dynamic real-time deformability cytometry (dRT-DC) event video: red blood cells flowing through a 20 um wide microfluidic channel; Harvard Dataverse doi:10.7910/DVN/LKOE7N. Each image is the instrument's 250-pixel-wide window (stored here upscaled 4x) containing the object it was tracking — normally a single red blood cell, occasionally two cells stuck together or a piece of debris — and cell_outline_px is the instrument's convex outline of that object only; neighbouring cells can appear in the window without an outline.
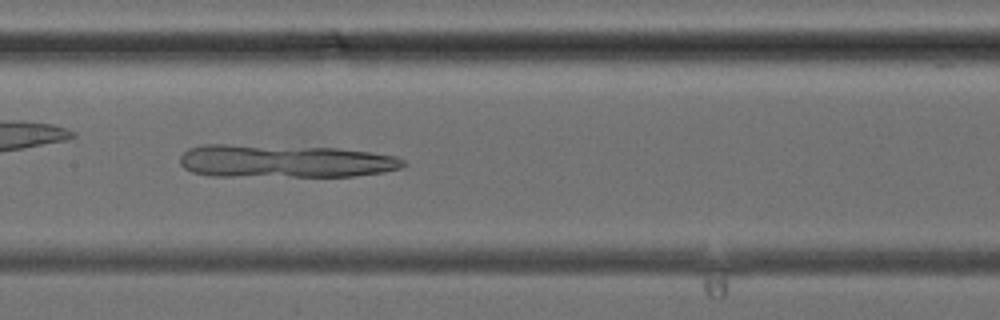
{"species": "common noctule bat (a hibernating species)", "species_latin": "Nyctalus noctula", "temperature_condition": "cold", "stored_images_in_passage": 37, "camera_frame_rate_fps": 3000, "um_per_image_px": 0.085, "animal": {"sex": "female", "body_mass_g": 24.6, "forearm_length_mm": 56.2}, "frame": {"image": 1, "passage_image": 16, "time_ms": 5.0, "image_size_px": [1000, 320], "cell_outline_px": [[408, 164], [400, 168], [384, 172], [352, 176], [208, 176], [192, 172], [184, 168], [180, 164], [180, 156], [188, 148], [200, 144], [228, 144], [336, 148], [368, 152], [396, 156], [404, 160]], "centroid_in_image_um": [24.15, 13.7], "position_along_channel_um": 183.2, "area_um2": 43.18}}
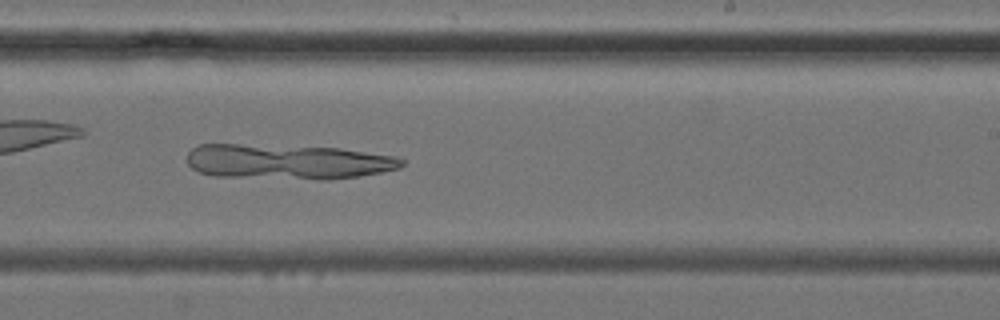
{"frame": {"image": 2, "passage_image": 21, "time_ms": 6.667, "image_size_px": [1000, 320], "cell_outline_px": [[404, 164], [400, 168], [360, 176], [328, 180], [320, 180], [216, 176], [200, 172], [192, 168], [188, 164], [188, 152], [196, 144], [240, 144], [340, 148], [396, 156], [404, 160]], "centroid_in_image_um": [24.46, 13.75], "position_along_channel_um": 264.5, "area_um2": 44.1}}